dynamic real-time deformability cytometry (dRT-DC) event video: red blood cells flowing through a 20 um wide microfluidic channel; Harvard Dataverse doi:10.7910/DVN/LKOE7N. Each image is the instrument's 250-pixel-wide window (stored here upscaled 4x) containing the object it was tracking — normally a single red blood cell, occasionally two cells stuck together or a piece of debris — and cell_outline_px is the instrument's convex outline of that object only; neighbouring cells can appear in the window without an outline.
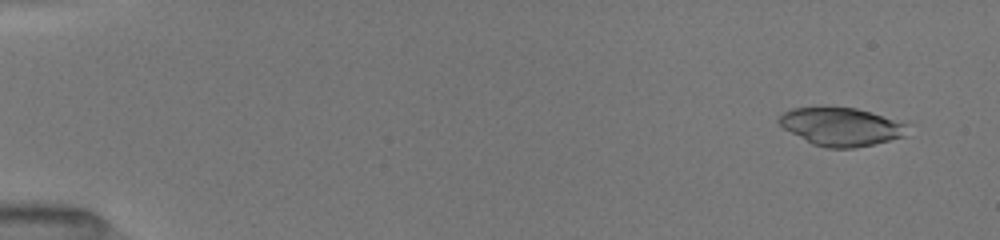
{"species": "common noctule bat (a hibernating species)", "species_latin": "Nyctalus noctula", "temperature_condition": "room temperature", "stored_images_in_passage": 58, "camera_frame_rate_fps": 3000, "um_per_image_px": 0.085, "animal": {"sex": "female", "body_mass_g": 19.5, "forearm_length_mm": 54.1}, "frame": {"image": 1, "passage_image": 3, "time_ms": 0.667, "image_size_px": [1000, 240], "cell_outline_px": [[908, 124], [904, 136], [856, 148], [828, 148], [812, 144], [784, 128], [776, 120], [784, 112], [792, 108], [816, 104], [820, 104], [856, 108], [872, 112]], "centroid_in_image_um": [71.43, 10.72], "position_along_channel_um": 13.6, "area_um2": 29.07}}
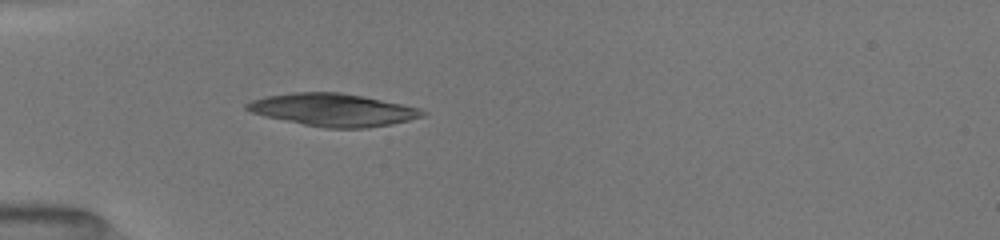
{"frame": {"image": 2, "passage_image": 25, "time_ms": 5.0, "image_size_px": [1000, 240], "cell_outline_px": [[428, 112], [424, 116], [392, 124], [368, 128], [324, 128], [264, 116], [252, 112], [244, 108], [244, 104], [252, 100], [264, 96], [292, 92], [340, 92], [364, 96], [420, 108]], "centroid_in_image_um": [28.31, 9.33], "position_along_channel_um": 56.7, "area_um2": 33.47}}